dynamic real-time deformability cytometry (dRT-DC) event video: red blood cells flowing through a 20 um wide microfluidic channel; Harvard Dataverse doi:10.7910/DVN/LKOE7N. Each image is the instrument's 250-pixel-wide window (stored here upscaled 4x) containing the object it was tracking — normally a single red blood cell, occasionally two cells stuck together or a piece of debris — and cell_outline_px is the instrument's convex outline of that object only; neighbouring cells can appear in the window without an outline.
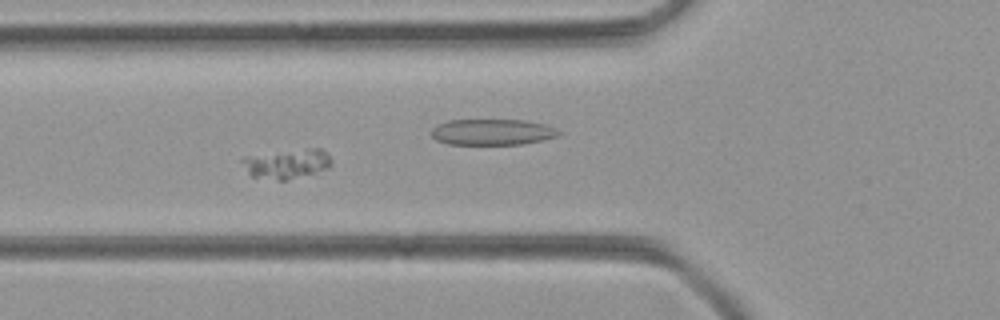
{"species": "common noctule bat (a hibernating species)", "species_latin": "Nyctalus noctula", "temperature_condition": "room temperature", "stored_images_in_passage": 52, "camera_frame_rate_fps": 3000, "um_per_image_px": 0.085, "animal": {"sex": "female", "body_mass_g": 21.9}, "frame": {"image": 1, "passage_image": 19, "time_ms": 6.0, "image_size_px": [1000, 320], "cell_outline_px": [[332, 164], [328, 168], [284, 180], [276, 180], [252, 176], [248, 172], [240, 160], [244, 156], [308, 148], [324, 148], [328, 152], [332, 160]], "centroid_in_image_um": [24.41, 13.89], "position_along_channel_um": 101.4, "area_um2": 15.2}}
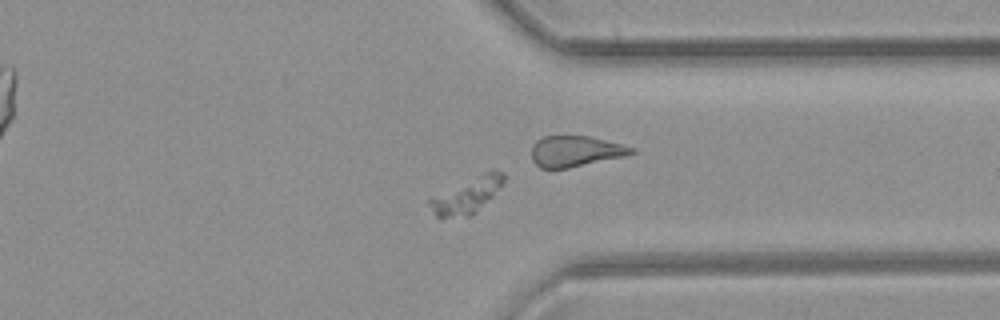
{"frame": {"image": 2, "passage_image": 39, "time_ms": 12.667, "image_size_px": [1000, 320], "cell_outline_px": [[504, 180], [492, 196], [468, 216], [440, 220], [436, 216], [428, 204], [428, 200], [432, 196], [488, 168], [492, 168], [504, 172]], "centroid_in_image_um": [39.64, 16.57], "position_along_channel_um": 371.8, "area_um2": 15.61}}
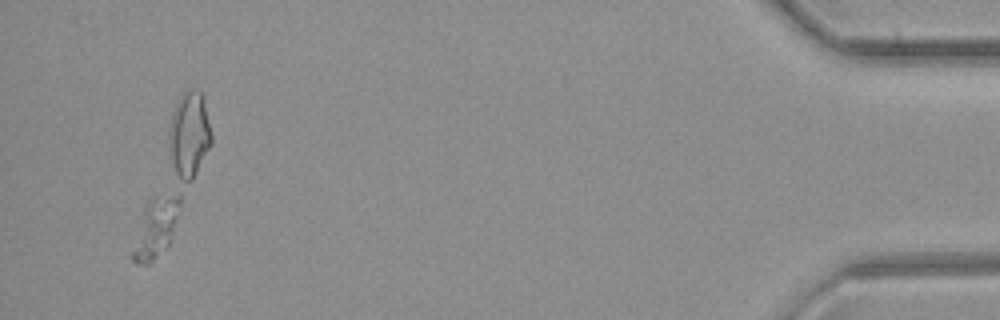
{"frame": {"image": 3, "passage_image": 49, "time_ms": 16.0, "image_size_px": [1000, 320], "cell_outline_px": [[180, 204], [172, 232], [168, 244], [152, 264], [140, 264], [132, 260], [132, 252], [144, 204], [152, 196], [180, 196]], "centroid_in_image_um": [13.19, 19.39], "position_along_channel_um": 422.0, "area_um2": 15.9}}